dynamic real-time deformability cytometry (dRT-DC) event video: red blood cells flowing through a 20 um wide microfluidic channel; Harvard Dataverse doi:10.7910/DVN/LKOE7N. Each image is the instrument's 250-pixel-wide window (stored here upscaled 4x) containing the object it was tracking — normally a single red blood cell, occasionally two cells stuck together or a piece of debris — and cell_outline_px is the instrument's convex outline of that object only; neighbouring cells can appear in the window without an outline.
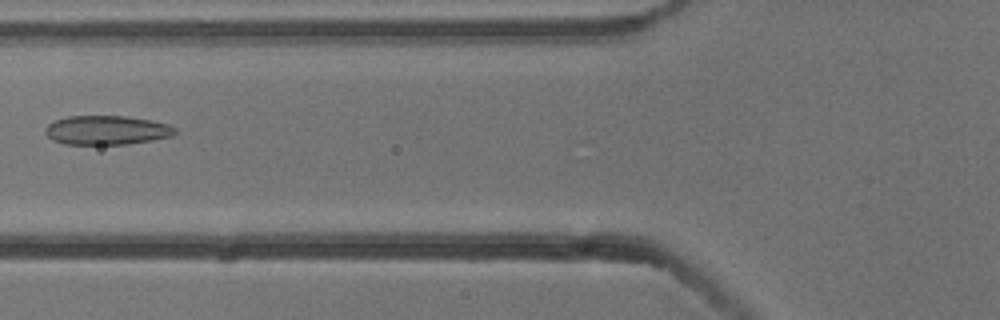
{"species": "common noctule bat (a hibernating species)", "species_latin": "Nyctalus noctula", "temperature_condition": "cold", "stored_images_in_passage": 3, "camera_frame_rate_fps": 3000, "um_per_image_px": 0.085, "animal": {"sex": "male", "body_mass_g": 13.3}, "frame": {"image": 1, "passage_image": 2, "time_ms": 0.333, "image_size_px": [1000, 320], "cell_outline_px": [[176, 132], [172, 136], [152, 140], [128, 144], [64, 144], [52, 140], [44, 132], [44, 128], [48, 124], [56, 120], [68, 116], [128, 116], [152, 120], [168, 124], [176, 128]], "centroid_in_image_um": [9.07, 11.06], "position_along_channel_um": 116.7, "area_um2": 22.14}}
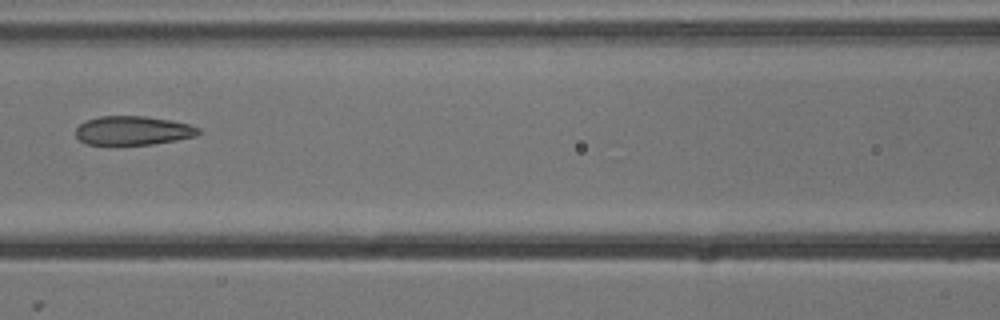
{"frame": {"image": 2, "passage_image": 3, "time_ms": 0.667, "image_size_px": [1000, 320], "cell_outline_px": [[200, 132], [196, 136], [176, 140], [152, 144], [88, 144], [80, 140], [76, 136], [76, 128], [84, 120], [100, 116], [144, 116], [172, 120], [188, 124], [200, 128]], "centroid_in_image_um": [11.3, 11.08], "position_along_channel_um": 155.3, "area_um2": 20.63}}